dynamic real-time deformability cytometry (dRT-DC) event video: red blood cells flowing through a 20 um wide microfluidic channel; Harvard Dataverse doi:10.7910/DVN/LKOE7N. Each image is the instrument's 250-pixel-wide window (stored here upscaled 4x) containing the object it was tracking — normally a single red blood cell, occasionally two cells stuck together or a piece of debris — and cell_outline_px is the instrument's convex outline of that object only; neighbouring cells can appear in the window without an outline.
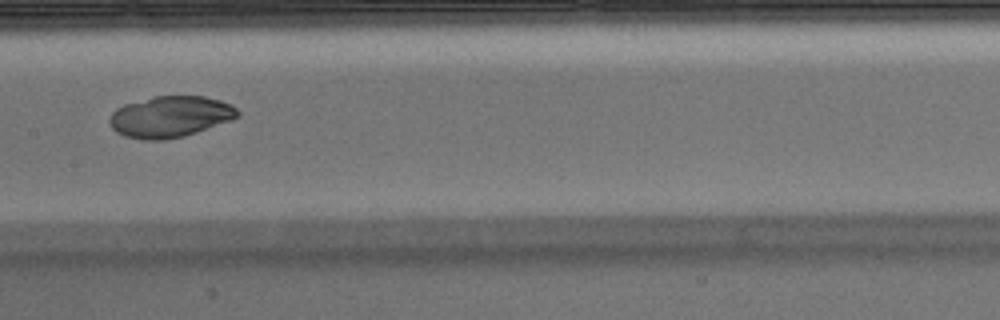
{"species": "Egyptian fruit bat (a non-hibernating species)", "species_latin": "Rousettus aegyptiacus", "temperature_condition": "warm", "stored_images_in_passage": 47, "camera_frame_rate_fps": 3000, "um_per_image_px": 0.085, "animal": {"sex": "male"}, "frame": {"image": 1, "passage_image": 21, "time_ms": 6.667, "image_size_px": [1000, 320], "cell_outline_px": [[240, 116], [232, 120], [184, 136], [164, 140], [144, 140], [124, 136], [116, 132], [112, 128], [108, 120], [112, 112], [116, 108], [124, 104], [152, 96], [204, 96], [220, 100], [236, 108], [240, 112]], "centroid_in_image_um": [14.44, 9.92], "position_along_channel_um": 193.0, "area_um2": 30.92}}